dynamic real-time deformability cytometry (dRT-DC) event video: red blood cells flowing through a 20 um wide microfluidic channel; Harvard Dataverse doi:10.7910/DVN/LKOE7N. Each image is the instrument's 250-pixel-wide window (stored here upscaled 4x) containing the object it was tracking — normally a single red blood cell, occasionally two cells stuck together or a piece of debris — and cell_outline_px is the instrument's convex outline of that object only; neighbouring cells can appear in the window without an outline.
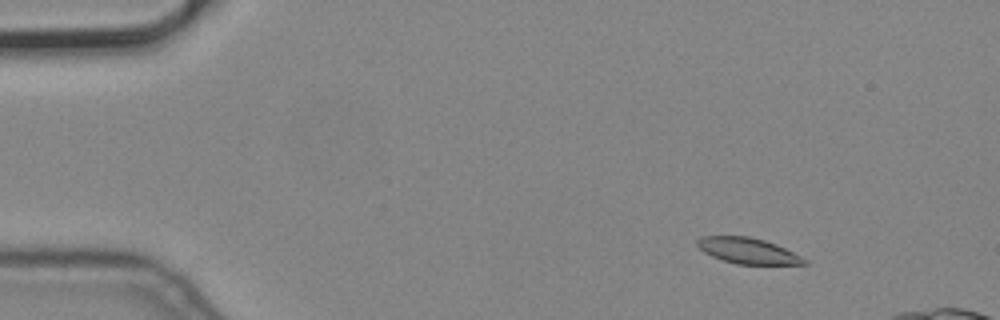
{"species": "common noctule bat (a hibernating species)", "species_latin": "Nyctalus noctula", "temperature_condition": "cold", "stored_images_in_passage": 7, "camera_frame_rate_fps": 3000, "um_per_image_px": 0.085, "animal": {"sex": "male", "body_mass_g": 19.2, "forearm_length_mm": 51.8}, "frame": {"image": 1, "passage_image": 3, "time_ms": 0.667, "image_size_px": [1000, 320], "cell_outline_px": [[808, 264], [736, 264], [712, 256], [704, 252], [696, 244], [696, 240], [700, 236], [748, 236], [764, 240], [776, 244], [808, 260]], "centroid_in_image_um": [63.55, 21.31], "position_along_channel_um": 21.5, "area_um2": 15.95}}